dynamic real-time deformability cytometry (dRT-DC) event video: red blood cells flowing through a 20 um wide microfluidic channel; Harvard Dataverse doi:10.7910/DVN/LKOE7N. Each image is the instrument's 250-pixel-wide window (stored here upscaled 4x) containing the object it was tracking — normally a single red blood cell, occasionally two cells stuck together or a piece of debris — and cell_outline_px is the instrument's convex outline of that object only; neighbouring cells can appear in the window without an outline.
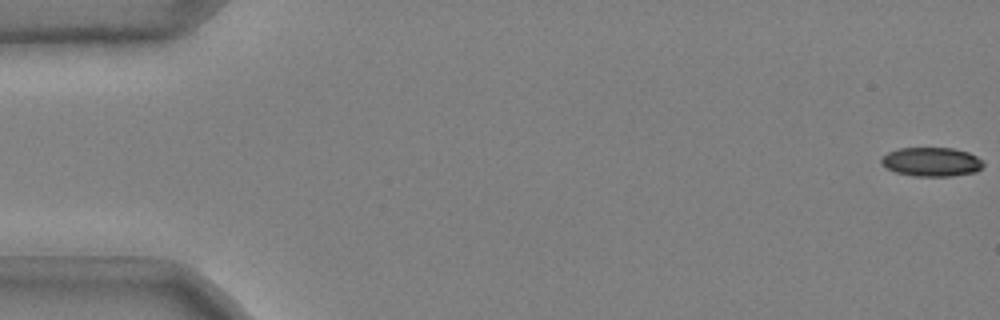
{"species": "common noctule bat (a hibernating species)", "species_latin": "Nyctalus noctula", "temperature_condition": "cold", "stored_images_in_passage": 51, "camera_frame_rate_fps": 3000, "um_per_image_px": 0.085, "animal": {"sex": "male", "body_mass_g": 20.4}, "frame": {"image": 1, "passage_image": 1, "time_ms": 0.0, "image_size_px": [1000, 320], "cell_outline_px": [[984, 164], [976, 172], [952, 176], [916, 176], [896, 172], [884, 168], [880, 164], [880, 160], [888, 152], [896, 148], [952, 148], [968, 152], [984, 160]], "centroid_in_image_um": [79.16, 13.76], "position_along_channel_um": 5.8, "area_um2": 17.4}}
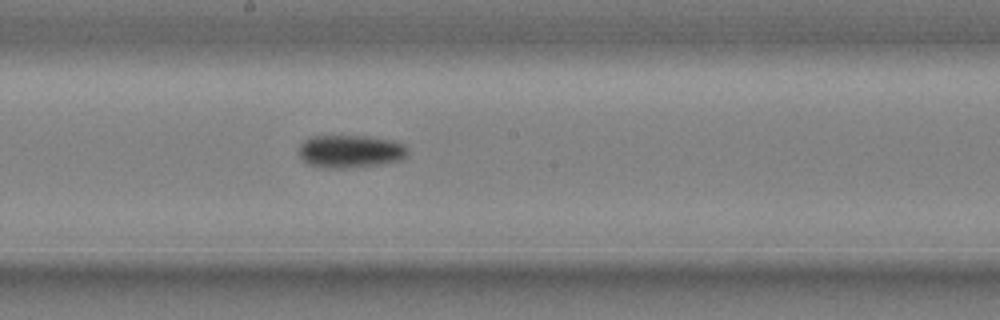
{"frame": {"image": 2, "passage_image": 30, "time_ms": 9.667, "image_size_px": [1000, 320], "cell_outline_px": [[408, 156], [404, 160], [380, 164], [344, 168], [324, 168], [308, 164], [300, 156], [300, 144], [308, 136], [368, 136], [392, 140], [404, 144], [408, 148]], "centroid_in_image_um": [29.82, 12.86], "position_along_channel_um": 218.4, "area_um2": 21.04}}
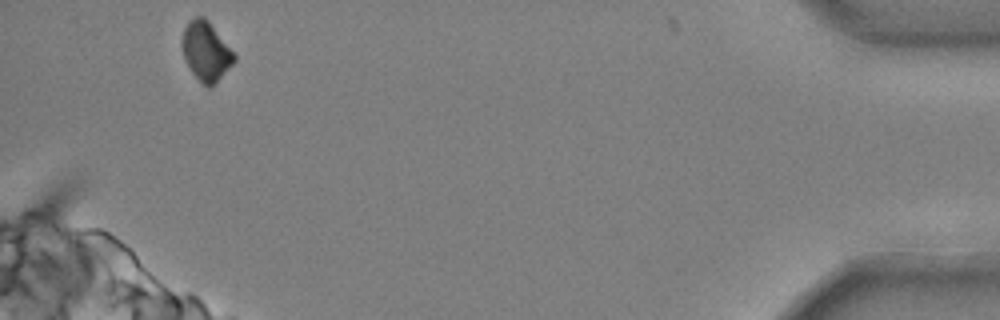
{"frame": {"image": 3, "passage_image": 51, "time_ms": 16.667, "image_size_px": [1000, 320], "cell_outline_px": [[236, 60], [208, 88], [192, 72], [184, 56], [180, 44], [180, 40], [184, 28], [188, 20], [196, 16], [204, 16], [208, 20], [236, 56]], "centroid_in_image_um": [17.46, 4.29], "position_along_channel_um": 417.7, "area_um2": 17.51}}